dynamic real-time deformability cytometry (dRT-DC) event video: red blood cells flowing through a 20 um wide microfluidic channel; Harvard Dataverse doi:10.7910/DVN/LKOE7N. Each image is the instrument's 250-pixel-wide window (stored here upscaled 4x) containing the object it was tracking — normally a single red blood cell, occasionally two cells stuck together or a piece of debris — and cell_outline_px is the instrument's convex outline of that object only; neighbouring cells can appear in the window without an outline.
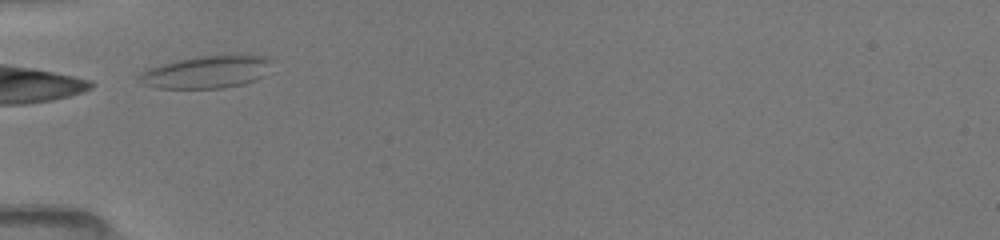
{"species": "common noctule bat (a hibernating species)", "species_latin": "Nyctalus noctula", "temperature_condition": "room temperature", "stored_images_in_passage": 31, "camera_frame_rate_fps": 3000, "um_per_image_px": 0.085, "animal": {"sex": "female", "body_mass_g": 19.5, "forearm_length_mm": 54.1}, "frame": {"image": 1, "passage_image": 1, "time_ms": 0.0, "image_size_px": [1000, 240], "cell_outline_px": [[272, 60], [264, 76], [256, 80], [244, 84], [224, 88], [156, 88], [140, 84], [136, 80], [136, 76], [140, 72], [148, 68], [160, 64], [176, 60], [200, 56], [248, 52], [264, 56]], "centroid_in_image_um": [17.56, 6.09], "position_along_channel_um": 67.4, "area_um2": 26.07}}
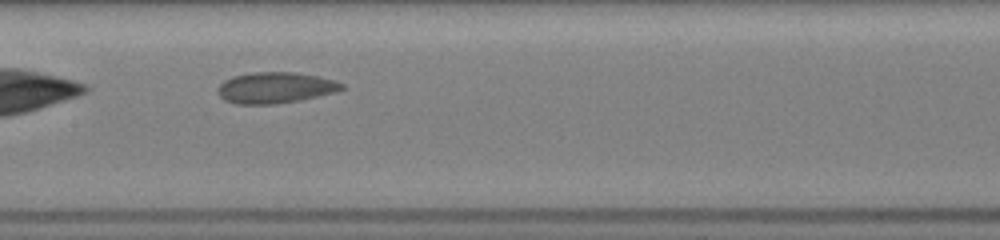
{"frame": {"image": 2, "passage_image": 10, "time_ms": 3.0, "image_size_px": [1000, 240], "cell_outline_px": [[344, 88], [336, 92], [300, 100], [272, 104], [236, 104], [224, 100], [220, 96], [220, 84], [224, 80], [232, 76], [252, 72], [296, 72], [336, 80], [344, 84]], "centroid_in_image_um": [23.42, 7.45], "position_along_channel_um": 184.0, "area_um2": 22.37}}
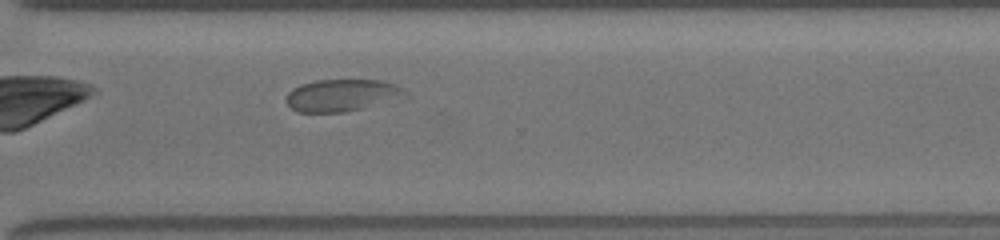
{"frame": {"image": 3, "passage_image": 22, "time_ms": 7.0, "image_size_px": [1000, 240], "cell_outline_px": [[408, 96], [344, 112], [296, 112], [284, 100], [288, 92], [292, 88], [300, 84], [312, 80], [384, 80], [396, 84], [404, 88]], "centroid_in_image_um": [29.03, 8.08], "position_along_channel_um": 341.6, "area_um2": 22.31}, "authors_computed_cell_mechanics": {"area_um2": 22.3686, "velocity_mm_per_s": 3.9525, "shape_relaxation_time_tau1_ms": 8.8045, "shape_relaxation_time_tau2_ms": 0.8927, "deformation_change_tau1": 0.1311, "deformation_change_tau2": 0.0405}}